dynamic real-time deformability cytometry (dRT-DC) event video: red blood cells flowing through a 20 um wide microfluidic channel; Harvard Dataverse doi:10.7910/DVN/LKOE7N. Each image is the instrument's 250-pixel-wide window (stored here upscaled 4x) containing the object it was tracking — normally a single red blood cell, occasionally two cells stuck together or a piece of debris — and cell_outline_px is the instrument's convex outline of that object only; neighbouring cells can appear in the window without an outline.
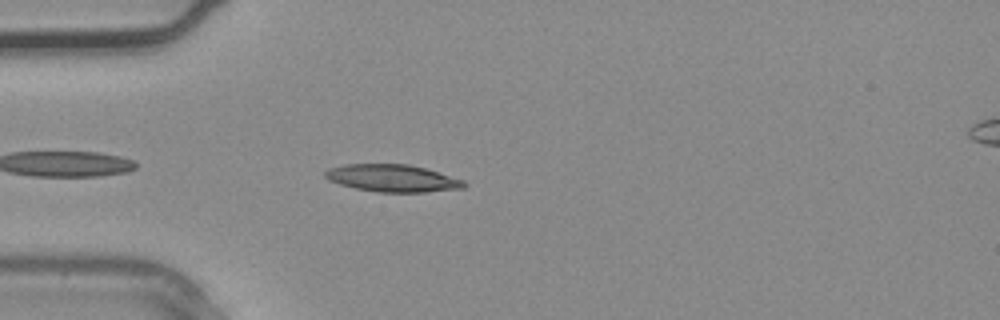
{"species": "common noctule bat (a hibernating species)", "species_latin": "Nyctalus noctula", "temperature_condition": "warm", "stored_images_in_passage": 2, "camera_frame_rate_fps": 3000, "um_per_image_px": 0.085, "animal": {"sex": "male", "body_mass_g": 20.4}, "frame": {"image": 1, "passage_image": 2, "time_ms": 0.333, "image_size_px": [1000, 320], "cell_outline_px": [[468, 184], [464, 188], [428, 192], [376, 192], [356, 188], [340, 184], [328, 180], [324, 176], [324, 172], [328, 168], [344, 164], [408, 164], [424, 168], [464, 180]], "centroid_in_image_um": [33.35, 15.15], "position_along_channel_um": 51.6, "area_um2": 22.14}}